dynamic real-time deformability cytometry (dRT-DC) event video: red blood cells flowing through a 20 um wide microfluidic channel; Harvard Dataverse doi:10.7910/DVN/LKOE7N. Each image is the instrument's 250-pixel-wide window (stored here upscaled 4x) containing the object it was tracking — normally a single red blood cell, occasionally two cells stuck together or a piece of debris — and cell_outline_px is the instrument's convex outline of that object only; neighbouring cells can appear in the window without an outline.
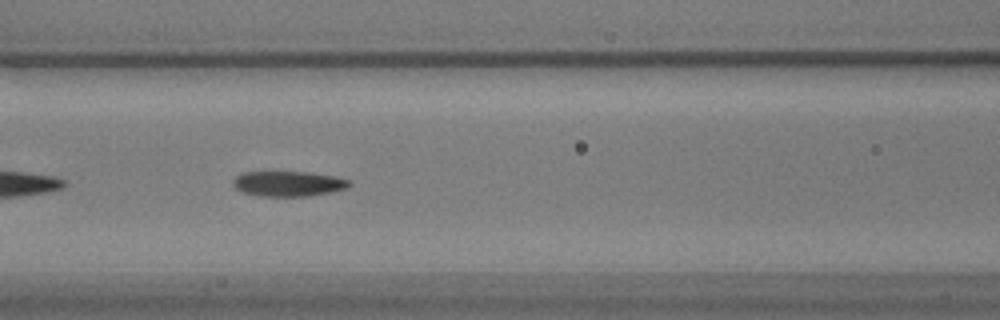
{"species": "common noctule bat (a hibernating species)", "species_latin": "Nyctalus noctula", "temperature_condition": "warm", "stored_images_in_passage": 43, "camera_frame_rate_fps": 3000, "um_per_image_px": 0.085, "animal": {"sex": "male", "body_mass_g": 17.9}, "frame": {"image": 1, "passage_image": 9, "time_ms": 2.667, "image_size_px": [1000, 320], "cell_outline_px": [[352, 184], [348, 188], [308, 196], [260, 196], [240, 192], [232, 184], [232, 180], [240, 172], [308, 172], [336, 176], [348, 180]], "centroid_in_image_um": [24.47, 15.61], "position_along_channel_um": 142.1, "area_um2": 17.17}}
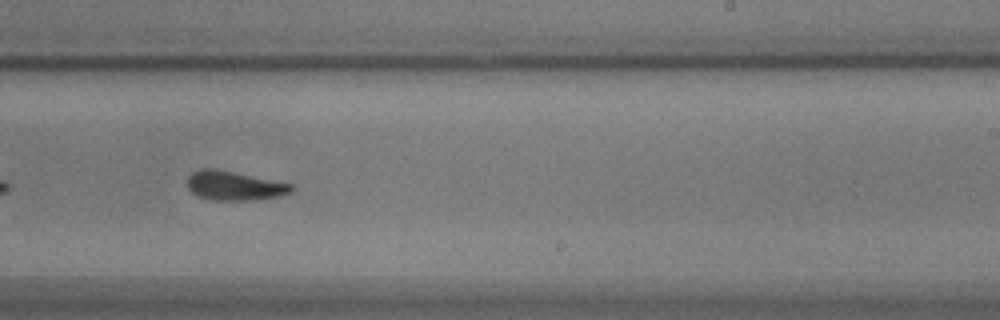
{"frame": {"image": 2, "passage_image": 20, "time_ms": 6.333, "image_size_px": [1000, 320], "cell_outline_px": [[292, 192], [276, 196], [256, 200], [212, 200], [200, 196], [192, 192], [188, 188], [188, 176], [192, 172], [200, 168], [216, 168], [292, 184]], "centroid_in_image_um": [19.88, 15.77], "position_along_channel_um": 269.1, "area_um2": 17.57}}
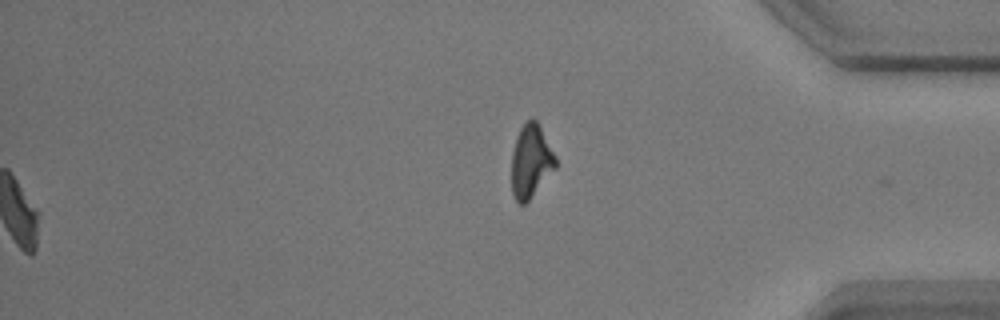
{"frame": {"image": 3, "passage_image": 43, "time_ms": 14.0, "image_size_px": [1000, 320], "cell_outline_px": [[556, 168], [528, 200], [524, 204], [520, 204], [516, 200], [512, 192], [512, 152], [516, 136], [520, 128], [532, 116], [536, 120], [556, 156]], "centroid_in_image_um": [45.12, 13.68], "position_along_channel_um": 390.1, "area_um2": 18.55}, "authors_computed_cell_mechanics": {"area_um2": 17.629, "velocity_mm_per_s": 3.4708, "shape_relaxation_time_tau1_ms": 4.3481, "shape_relaxation_time_tau2_ms": 4.5151, "deformation_change_tau1": 0.1632, "deformation_change_tau2": 0.1074}}